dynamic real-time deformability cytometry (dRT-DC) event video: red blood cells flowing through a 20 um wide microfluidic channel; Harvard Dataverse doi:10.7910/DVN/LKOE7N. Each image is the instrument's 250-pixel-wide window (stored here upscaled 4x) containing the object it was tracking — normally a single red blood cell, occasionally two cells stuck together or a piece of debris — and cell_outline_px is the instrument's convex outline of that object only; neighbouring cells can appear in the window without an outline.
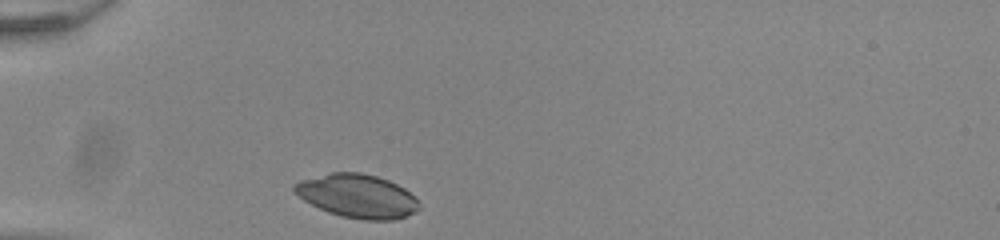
{"species": "common noctule bat (a hibernating species)", "species_latin": "Nyctalus noctula", "temperature_condition": "room temperature", "stored_images_in_passage": 29, "camera_frame_rate_fps": 3000, "um_per_image_px": 0.085, "animal": {"sex": "male", "body_mass_g": 20.0, "forearm_length_mm": 53.3}, "frame": {"image": 1, "passage_image": 1, "time_ms": 0.0, "image_size_px": [1000, 240], "cell_outline_px": [[420, 208], [416, 212], [396, 220], [364, 220], [340, 216], [328, 212], [304, 200], [292, 192], [292, 184], [300, 180], [332, 172], [360, 172], [376, 176], [388, 180], [404, 188], [416, 196], [420, 204]], "centroid_in_image_um": [30.38, 16.67], "position_along_channel_um": 54.6, "area_um2": 31.96}}